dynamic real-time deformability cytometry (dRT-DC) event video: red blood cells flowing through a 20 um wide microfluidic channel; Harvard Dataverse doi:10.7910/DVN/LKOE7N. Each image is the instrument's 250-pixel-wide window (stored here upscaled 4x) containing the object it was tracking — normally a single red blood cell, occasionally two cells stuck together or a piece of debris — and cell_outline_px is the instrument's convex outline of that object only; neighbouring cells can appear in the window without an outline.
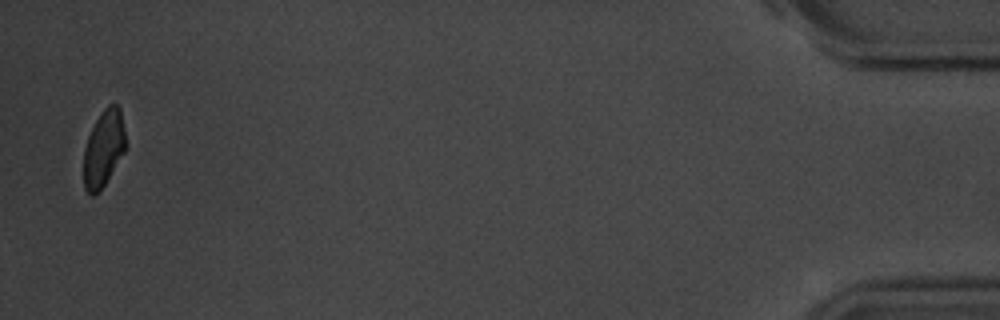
{"species": "common noctule bat (a hibernating species)", "species_latin": "Nyctalus noctula", "temperature_condition": "room temperature", "stored_images_in_passage": 15, "camera_frame_rate_fps": 3000, "um_per_image_px": 0.085, "animal": {"sex": "male", "body_mass_g": 20.1, "forearm_length_mm": 53.5}, "frame": {"image": 1, "passage_image": 15, "time_ms": 17.0, "image_size_px": [1000, 320], "cell_outline_px": [[124, 152], [104, 184], [92, 196], [84, 188], [84, 148], [88, 136], [96, 120], [104, 108], [108, 104], [116, 104], [120, 108], [124, 128]], "centroid_in_image_um": [8.79, 12.59], "position_along_channel_um": 426.4, "area_um2": 18.21}, "authors_computed_cell_mechanics": {"area_um2": 22.0218, "velocity_mm_per_s": 3.5986, "shape_relaxation_time_tau1_ms": 2.5545, "shape_relaxation_time_tau2_ms": 1.5006, "deformation_change_tau1": 0.1146, "deformation_change_tau2": 0.0342}}